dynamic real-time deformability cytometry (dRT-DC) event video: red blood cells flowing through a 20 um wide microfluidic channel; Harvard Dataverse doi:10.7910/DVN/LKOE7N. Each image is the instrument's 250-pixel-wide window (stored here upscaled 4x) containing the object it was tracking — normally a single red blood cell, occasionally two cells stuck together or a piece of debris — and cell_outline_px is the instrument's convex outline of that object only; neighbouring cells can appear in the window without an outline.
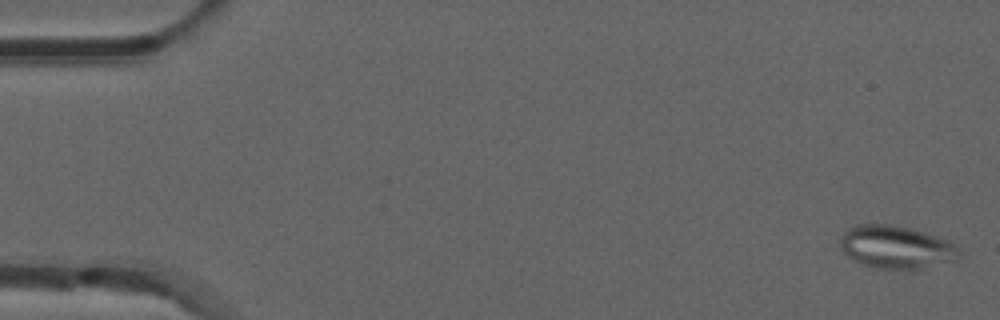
{"species": "common noctule bat (a hibernating species)", "species_latin": "Nyctalus noctula", "temperature_condition": "room temperature", "stored_images_in_passage": 26, "segment_of_instrument_passage": [1, 2], "camera_frame_rate_fps": 3000, "um_per_image_px": 0.085, "animal": {"sex": "male", "forearm_length_mm": 52.5}, "frame": {"image": 1, "passage_image": 1, "time_ms": 0.0, "image_size_px": [1000, 320], "cell_outline_px": [[960, 256], [956, 260], [912, 272], [880, 268], [864, 264], [848, 256], [840, 248], [840, 236], [848, 228], [856, 224], [888, 224], [908, 228], [924, 232], [948, 240], [956, 244], [960, 252]], "centroid_in_image_um": [76.21, 21.03], "position_along_channel_um": 8.8, "area_um2": 30.23}}